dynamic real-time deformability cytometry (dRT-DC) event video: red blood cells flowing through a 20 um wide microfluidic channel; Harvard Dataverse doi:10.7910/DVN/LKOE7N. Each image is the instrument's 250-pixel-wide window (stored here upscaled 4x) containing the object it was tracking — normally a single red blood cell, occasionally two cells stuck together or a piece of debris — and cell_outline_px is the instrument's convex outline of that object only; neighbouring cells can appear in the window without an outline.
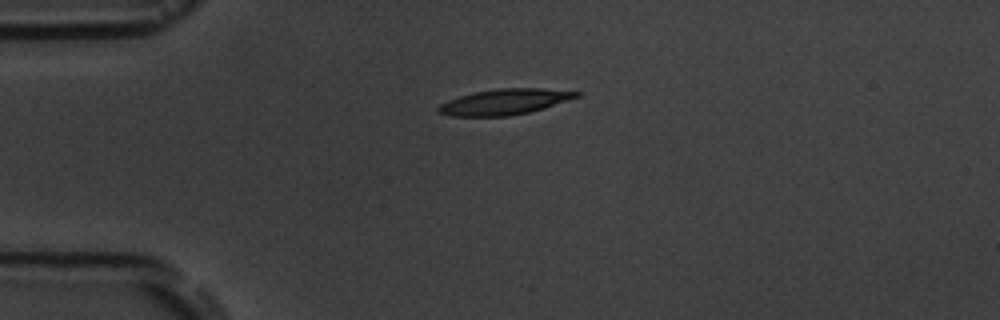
{"species": "common noctule bat (a hibernating species)", "species_latin": "Nyctalus noctula", "temperature_condition": "room temperature", "stored_images_in_passage": 2, "camera_frame_rate_fps": 3000, "um_per_image_px": 0.085, "animal": {"sex": "male", "body_mass_g": 19.5, "forearm_length_mm": 54.6}, "frame": {"image": 1, "passage_image": 1, "time_ms": 0.0, "image_size_px": [1000, 320], "cell_outline_px": [[580, 96], [544, 108], [528, 112], [508, 116], [452, 116], [436, 112], [436, 108], [440, 104], [448, 100], [460, 96], [476, 92], [500, 88], [540, 88], [580, 92]], "centroid_in_image_um": [42.86, 8.66], "position_along_channel_um": 42.1, "area_um2": 20.46}}